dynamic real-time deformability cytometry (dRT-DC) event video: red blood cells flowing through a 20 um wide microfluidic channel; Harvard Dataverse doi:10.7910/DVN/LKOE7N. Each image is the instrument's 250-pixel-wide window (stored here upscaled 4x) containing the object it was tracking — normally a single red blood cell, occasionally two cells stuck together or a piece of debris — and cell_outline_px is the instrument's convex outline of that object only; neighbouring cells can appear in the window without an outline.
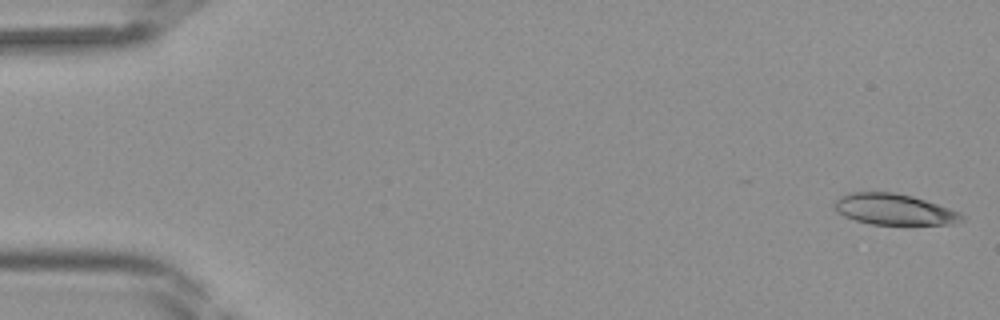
{"species": "Egyptian fruit bat (a non-hibernating species)", "species_latin": "Rousettus aegyptiacus", "temperature_condition": "room temperature", "stored_images_in_passage": 39, "camera_frame_rate_fps": 3000, "um_per_image_px": 0.085, "frame": {"image": 1, "passage_image": 1, "time_ms": 0.0, "image_size_px": [1000, 320], "cell_outline_px": [[964, 220], [952, 224], [872, 224], [856, 220], [844, 216], [836, 212], [832, 204], [840, 196], [848, 192], [892, 192], [912, 196], [960, 212], [964, 216]], "centroid_in_image_um": [75.95, 17.79], "position_along_channel_um": 9.0, "area_um2": 22.89}}
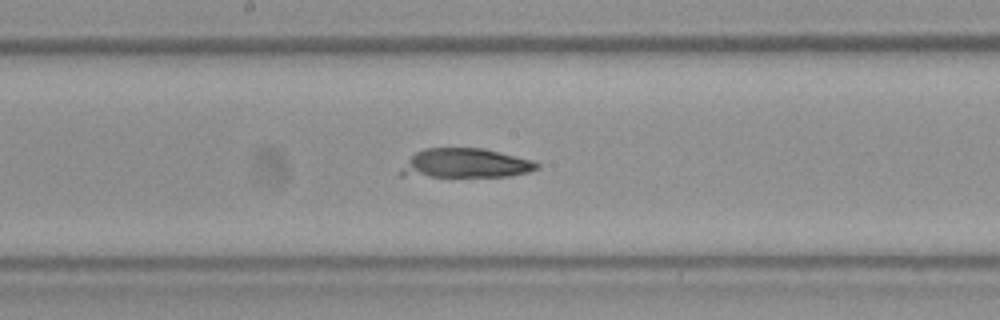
{"frame": {"image": 2, "passage_image": 22, "time_ms": 7.0, "image_size_px": [1000, 320], "cell_outline_px": [[540, 168], [528, 172], [508, 176], [400, 176], [400, 168], [416, 152], [424, 148], [484, 148], [532, 160], [540, 164]], "centroid_in_image_um": [39.57, 13.87], "position_along_channel_um": 208.6, "area_um2": 23.12}}
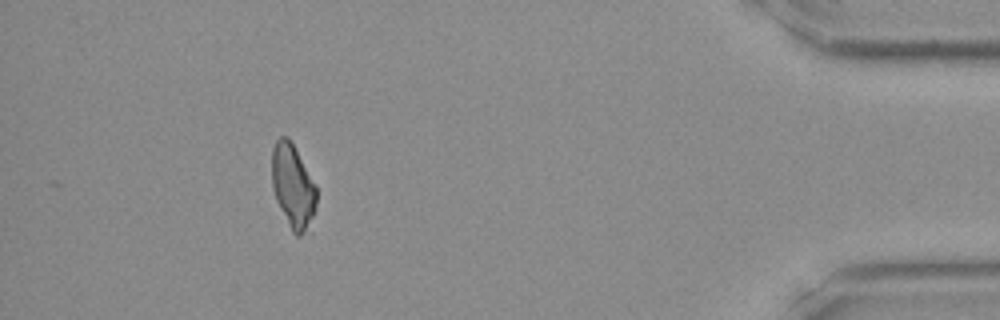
{"frame": {"image": 3, "passage_image": 38, "time_ms": 12.333, "image_size_px": [1000, 320], "cell_outline_px": [[316, 204], [312, 232], [300, 236], [296, 236], [292, 232], [276, 200], [272, 188], [272, 148], [276, 140], [280, 136], [288, 136], [316, 188]], "centroid_in_image_um": [24.91, 15.93], "position_along_channel_um": 410.3, "area_um2": 21.96}}